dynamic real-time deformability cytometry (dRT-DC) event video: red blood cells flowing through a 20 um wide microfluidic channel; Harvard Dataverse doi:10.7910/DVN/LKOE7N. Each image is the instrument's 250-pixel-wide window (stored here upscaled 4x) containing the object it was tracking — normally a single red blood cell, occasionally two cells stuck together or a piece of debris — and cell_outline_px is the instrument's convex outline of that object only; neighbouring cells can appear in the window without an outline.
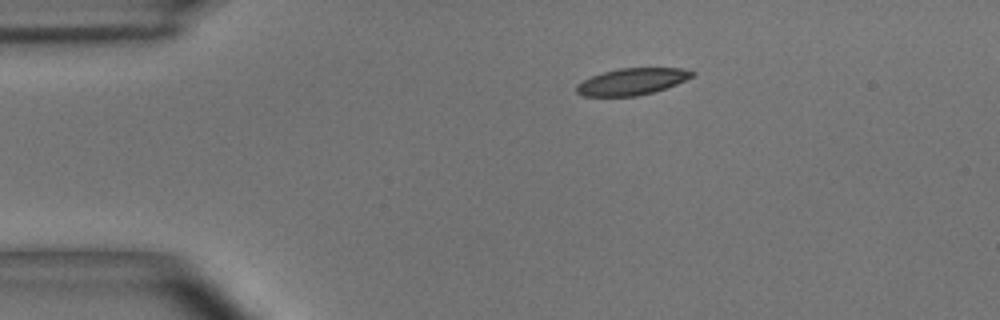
{"species": "common noctule bat (a hibernating species)", "species_latin": "Nyctalus noctula", "temperature_condition": "room temperature", "stored_images_in_passage": 8, "camera_frame_rate_fps": 3000, "um_per_image_px": 0.085, "animal": {"sex": "male", "body_mass_g": 15.6}, "frame": {"image": 1, "passage_image": 1, "time_ms": 0.0, "image_size_px": [1000, 320], "cell_outline_px": [[696, 72], [692, 76], [676, 84], [652, 92], [636, 96], [584, 96], [576, 92], [576, 84], [592, 76], [604, 72], [620, 68], [680, 68]], "centroid_in_image_um": [53.69, 6.93], "position_along_channel_um": 31.3, "area_um2": 17.69}}
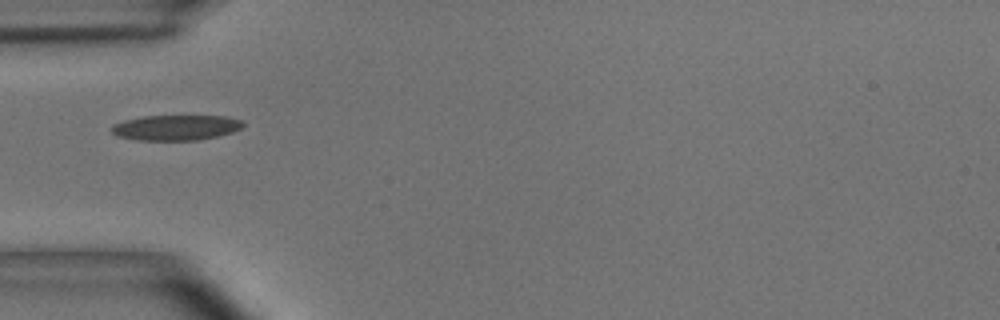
{"frame": {"image": 2, "passage_image": 3, "time_ms": 0.667, "image_size_px": [1000, 320], "cell_outline_px": [[244, 124], [240, 128], [232, 132], [216, 136], [196, 140], [136, 140], [116, 136], [112, 132], [112, 124], [124, 120], [144, 116], [224, 116], [240, 120]], "centroid_in_image_um": [14.9, 10.84], "position_along_channel_um": 70.1, "area_um2": 19.25}}
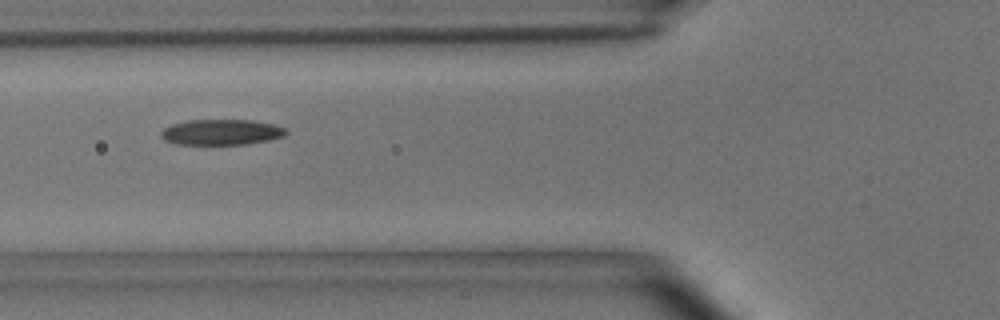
{"frame": {"image": 3, "passage_image": 4, "time_ms": 1.0, "image_size_px": [1000, 320], "cell_outline_px": [[288, 132], [284, 136], [268, 140], [248, 144], [176, 144], [164, 140], [160, 136], [160, 132], [164, 128], [172, 124], [188, 120], [252, 120], [276, 124], [284, 128]], "centroid_in_image_um": [18.82, 11.23], "position_along_channel_um": 107.0, "area_um2": 18.73}}